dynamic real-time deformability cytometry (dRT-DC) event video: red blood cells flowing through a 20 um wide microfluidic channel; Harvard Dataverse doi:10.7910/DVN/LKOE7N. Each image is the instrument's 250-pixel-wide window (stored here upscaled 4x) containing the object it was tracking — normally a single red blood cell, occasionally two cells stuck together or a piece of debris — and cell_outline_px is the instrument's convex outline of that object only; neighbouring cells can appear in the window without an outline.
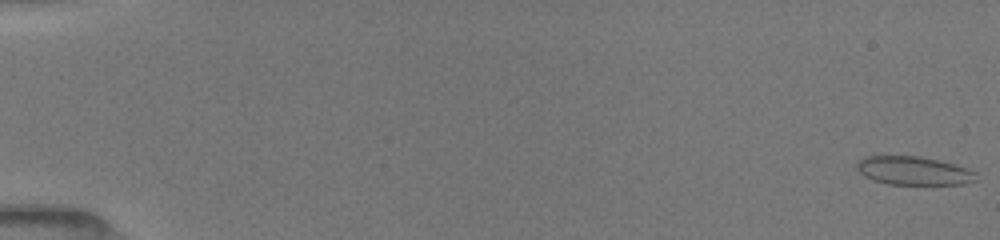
{"species": "common noctule bat (a hibernating species)", "species_latin": "Nyctalus noctula", "temperature_condition": "room temperature", "stored_images_in_passage": 17, "camera_frame_rate_fps": 3000, "um_per_image_px": 0.085, "animal": {"sex": "female", "body_mass_g": 19.5, "forearm_length_mm": 54.1}, "frame": {"image": 1, "passage_image": 1, "time_ms": 0.0, "image_size_px": [1000, 240], "cell_outline_px": [[976, 180], [964, 184], [888, 184], [872, 180], [864, 176], [856, 168], [856, 164], [864, 156], [916, 156], [936, 160], [952, 164], [976, 172]], "centroid_in_image_um": [77.61, 14.52], "position_along_channel_um": 7.4, "area_um2": 19.54}}
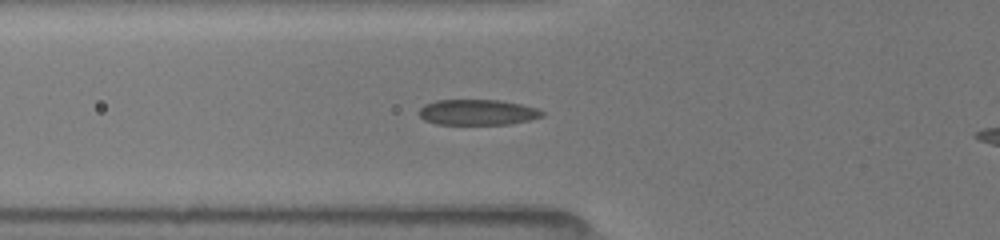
{"frame": {"image": 2, "passage_image": 15, "time_ms": 6.333, "image_size_px": [1000, 240], "cell_outline_px": [[544, 116], [528, 120], [508, 124], [436, 124], [424, 120], [416, 112], [424, 104], [436, 100], [500, 100], [520, 104], [536, 108], [544, 112]], "centroid_in_image_um": [40.54, 9.54], "position_along_channel_um": 85.3, "area_um2": 18.38}}